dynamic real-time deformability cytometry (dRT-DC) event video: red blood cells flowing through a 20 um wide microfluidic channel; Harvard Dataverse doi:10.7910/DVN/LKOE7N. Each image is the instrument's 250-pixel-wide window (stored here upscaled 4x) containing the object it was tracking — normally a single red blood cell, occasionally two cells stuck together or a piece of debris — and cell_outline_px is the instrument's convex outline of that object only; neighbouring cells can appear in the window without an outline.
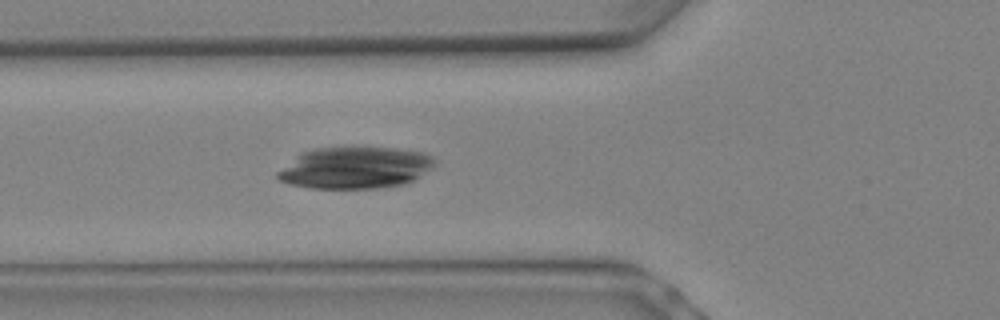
{"species": "Egyptian fruit bat (a non-hibernating species)", "species_latin": "Rousettus aegyptiacus", "temperature_condition": "warm", "stored_images_in_passage": 9, "camera_frame_rate_fps": 3000, "um_per_image_px": 0.085, "animal": {"sex": "female"}, "frame": {"image": 1, "passage_image": 9, "time_ms": 2.667, "image_size_px": [1000, 320], "cell_outline_px": [[436, 164], [432, 168], [420, 176], [404, 184], [376, 188], [312, 188], [292, 184], [280, 180], [276, 176], [276, 172], [296, 156], [312, 148], [396, 148], [424, 152], [432, 156], [436, 160]], "centroid_in_image_um": [30.21, 14.26], "position_along_channel_um": 95.6, "area_um2": 37.97}}